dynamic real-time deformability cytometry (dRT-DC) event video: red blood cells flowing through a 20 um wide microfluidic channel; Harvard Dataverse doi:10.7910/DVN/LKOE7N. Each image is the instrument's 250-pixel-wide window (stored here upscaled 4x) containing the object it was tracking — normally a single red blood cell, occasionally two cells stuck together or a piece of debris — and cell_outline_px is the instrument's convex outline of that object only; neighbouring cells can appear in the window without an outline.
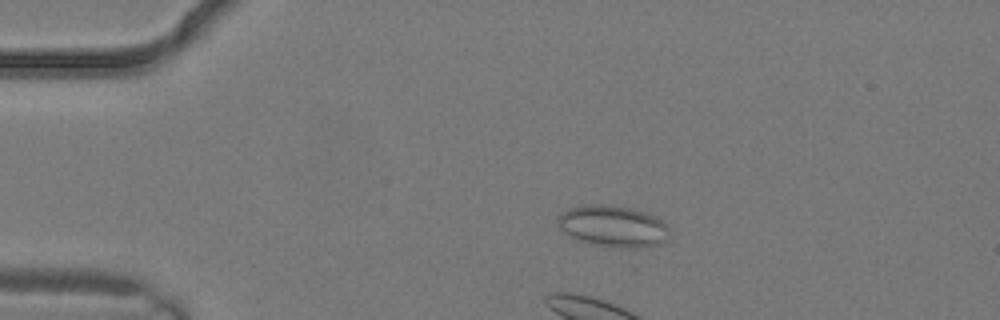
{"species": "common noctule bat (a hibernating species)", "species_latin": "Nyctalus noctula", "temperature_condition": "warm", "stored_images_in_passage": 3, "camera_frame_rate_fps": 3000, "um_per_image_px": 0.085, "animal": {"sex": "male", "body_mass_g": 19.2, "forearm_length_mm": 51.8}, "frame": {"image": 1, "passage_image": 2, "time_ms": 0.333, "image_size_px": [1000, 320], "cell_outline_px": [[668, 228], [664, 240], [660, 244], [640, 248], [620, 248], [596, 244], [580, 240], [564, 232], [560, 228], [556, 220], [568, 208], [584, 204], [604, 204], [632, 208], [648, 212], [664, 220], [668, 224]], "centroid_in_image_um": [52.13, 19.2], "position_along_channel_um": 32.9, "area_um2": 26.99}}